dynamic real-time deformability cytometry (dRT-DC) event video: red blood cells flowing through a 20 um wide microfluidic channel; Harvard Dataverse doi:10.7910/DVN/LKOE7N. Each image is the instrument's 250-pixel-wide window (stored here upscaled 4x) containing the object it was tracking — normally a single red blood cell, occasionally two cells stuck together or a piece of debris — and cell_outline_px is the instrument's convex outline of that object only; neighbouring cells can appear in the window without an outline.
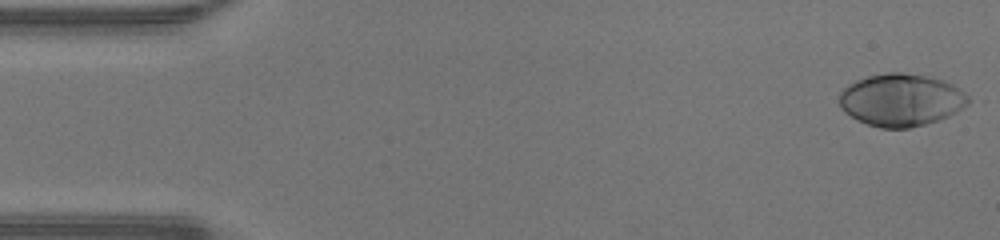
{"species": "human", "species_latin": "Homo sapiens", "temperature_condition": "warm", "stored_images_in_passage": 47, "camera_frame_rate_fps": 3000, "um_per_image_px": 0.085, "donor": {"sex": "male"}, "frame": {"image": 1, "passage_image": 1, "time_ms": 0.0, "image_size_px": [1000, 240], "cell_outline_px": [[976, 100], [956, 112], [940, 120], [908, 128], [880, 128], [868, 124], [844, 112], [840, 108], [840, 92], [848, 84], [856, 80], [868, 76], [888, 72], [900, 72], [928, 76], [944, 80], [952, 84]], "centroid_in_image_um": [76.64, 8.49], "position_along_channel_um": 8.4, "area_um2": 39.65}}
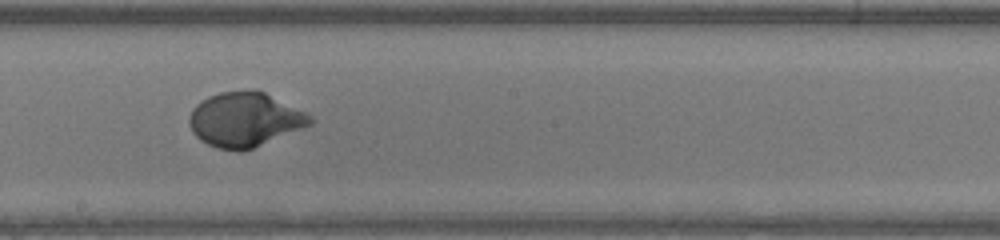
{"frame": {"image": 2, "passage_image": 26, "time_ms": 8.333, "image_size_px": [1000, 240], "cell_outline_px": [[316, 120], [312, 124], [252, 148], [240, 152], [236, 152], [216, 148], [200, 140], [192, 132], [188, 124], [188, 120], [192, 108], [196, 104], [208, 96], [220, 92], [256, 88], [308, 112]], "centroid_in_image_um": [20.81, 10.14], "position_along_channel_um": 227.4, "area_um2": 38.9}}
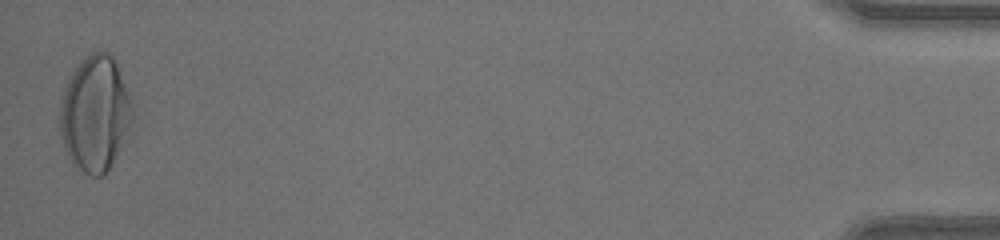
{"frame": {"image": 3, "passage_image": 47, "time_ms": 15.333, "image_size_px": [1000, 240], "cell_outline_px": [[132, 140], [104, 176], [92, 176], [76, 168], [72, 164], [64, 148], [60, 136], [60, 100], [64, 88], [72, 72], [80, 60], [84, 56], [92, 52], [108, 52], [116, 60], [132, 100]], "centroid_in_image_um": [8.14, 9.72], "position_along_channel_um": 427.1, "area_um2": 50.58}, "authors_computed_cell_mechanics": {"area_um2": 37.8012, "velocity_mm_per_s": 4.2993, "shape_relaxation_time_tau1_ms": 3.0318, "shape_relaxation_time_tau2_ms": null, "deformation_change_tau1": 0.2124, "deformation_change_tau2": null}}